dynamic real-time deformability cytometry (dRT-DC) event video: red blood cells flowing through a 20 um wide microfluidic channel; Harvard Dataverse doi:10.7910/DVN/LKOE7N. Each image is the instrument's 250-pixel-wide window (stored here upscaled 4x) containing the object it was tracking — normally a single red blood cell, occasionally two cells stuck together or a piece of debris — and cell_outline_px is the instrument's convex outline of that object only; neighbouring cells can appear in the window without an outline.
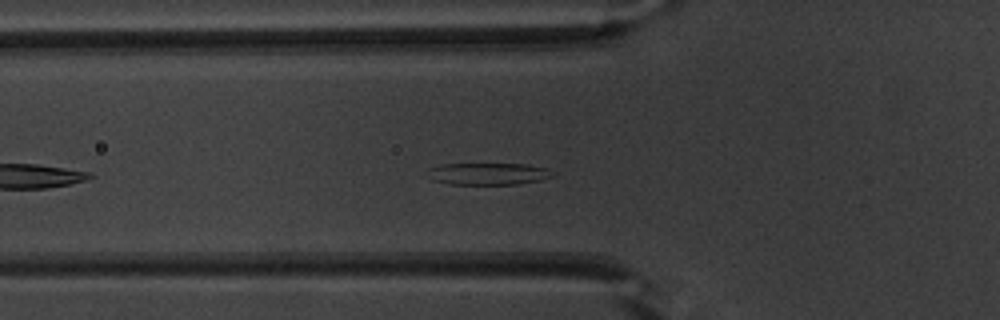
{"species": "common noctule bat (a hibernating species)", "species_latin": "Nyctalus noctula", "temperature_condition": "warm", "stored_images_in_passage": 34, "segment_of_instrument_passage": [1, 2], "camera_frame_rate_fps": 3000, "um_per_image_px": 0.085, "animal": {"sex": "male", "body_mass_g": 20.1, "forearm_length_mm": 53.5}, "frame": {"image": 1, "passage_image": 8, "time_ms": 2.333, "image_size_px": [1000, 320], "cell_outline_px": [[552, 176], [540, 180], [516, 184], [448, 184], [432, 180], [428, 168], [440, 164], [528, 164], [548, 168], [552, 172]], "centroid_in_image_um": [41.49, 14.77], "position_along_channel_um": 84.3, "area_um2": 15.9}}
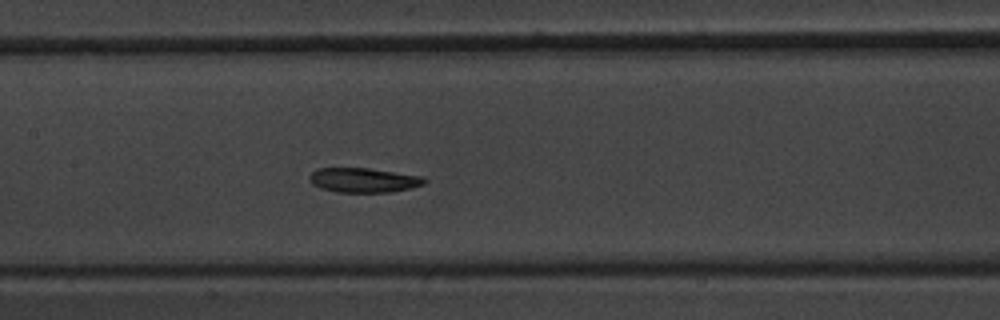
{"frame": {"image": 2, "passage_image": 15, "time_ms": 4.667, "image_size_px": [1000, 320], "cell_outline_px": [[428, 180], [424, 184], [412, 188], [392, 192], [336, 192], [320, 188], [312, 184], [308, 180], [308, 176], [316, 168], [368, 168], [424, 176]], "centroid_in_image_um": [30.91, 15.31], "position_along_channel_um": 176.5, "area_um2": 16.7}}
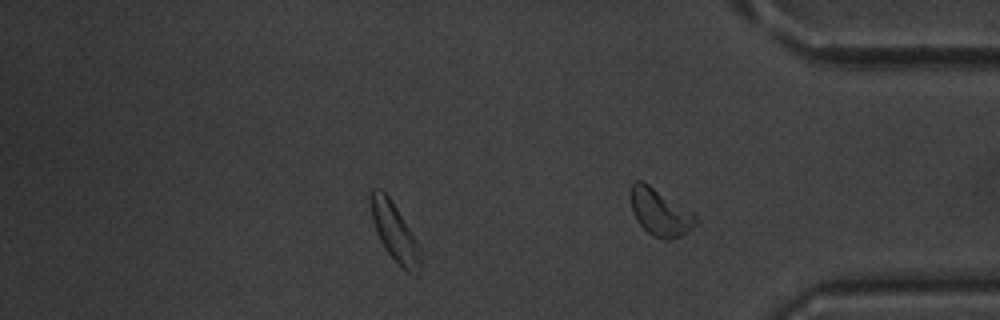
{"frame": {"image": 3, "passage_image": 28, "time_ms": 9.0, "image_size_px": [1000, 320], "cell_outline_px": [[420, 268], [416, 272], [408, 272], [388, 252], [380, 240], [372, 220], [368, 196], [372, 188], [380, 188], [388, 196], [396, 208], [416, 240], [420, 248]], "centroid_in_image_um": [33.49, 19.65], "position_along_channel_um": 401.7, "area_um2": 16.3}}